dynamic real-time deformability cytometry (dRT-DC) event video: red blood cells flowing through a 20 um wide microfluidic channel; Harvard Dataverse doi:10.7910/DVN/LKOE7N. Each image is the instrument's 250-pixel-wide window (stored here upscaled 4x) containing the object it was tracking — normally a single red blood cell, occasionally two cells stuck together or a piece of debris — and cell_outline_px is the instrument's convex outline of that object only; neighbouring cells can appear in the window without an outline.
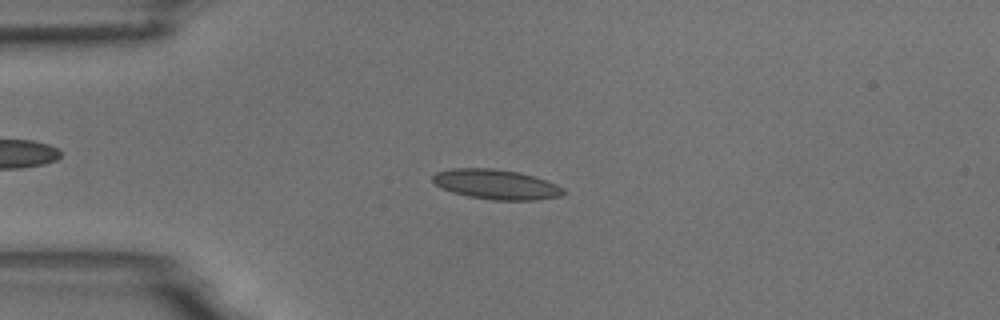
{"species": "common noctule bat (a hibernating species)", "species_latin": "Nyctalus noctula", "temperature_condition": "room temperature", "stored_images_in_passage": 4, "camera_frame_rate_fps": 3000, "um_per_image_px": 0.085, "animal": {"sex": "male", "body_mass_g": 18.8}, "frame": {"image": 1, "passage_image": 3, "time_ms": 2.333, "image_size_px": [1000, 320], "cell_outline_px": [[568, 192], [564, 196], [536, 200], [492, 200], [468, 196], [452, 192], [436, 184], [432, 180], [432, 176], [436, 172], [452, 168], [492, 168], [520, 172], [556, 184], [564, 188]], "centroid_in_image_um": [42.22, 15.68], "position_along_channel_um": 42.8, "area_um2": 22.83}}